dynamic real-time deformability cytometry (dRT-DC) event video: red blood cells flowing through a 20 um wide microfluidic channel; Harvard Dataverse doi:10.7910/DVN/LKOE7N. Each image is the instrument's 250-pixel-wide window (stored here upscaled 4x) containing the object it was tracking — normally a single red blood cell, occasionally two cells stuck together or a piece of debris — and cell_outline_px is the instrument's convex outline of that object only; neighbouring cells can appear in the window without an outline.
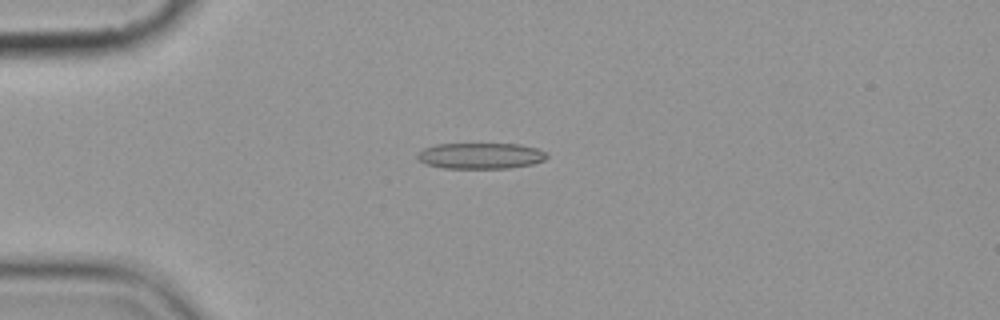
{"species": "common noctule bat (a hibernating species)", "species_latin": "Nyctalus noctula", "temperature_condition": "cold", "stored_images_in_passage": 6, "camera_frame_rate_fps": 3000, "um_per_image_px": 0.085, "animal": {"sex": "female", "body_mass_g": 19.9}, "frame": {"image": 1, "passage_image": 5, "time_ms": 4.667, "image_size_px": [1000, 320], "cell_outline_px": [[548, 156], [544, 160], [532, 164], [512, 168], [444, 168], [424, 164], [416, 156], [416, 152], [424, 148], [436, 144], [520, 144], [536, 148], [548, 152]], "centroid_in_image_um": [40.85, 13.24], "position_along_channel_um": 44.2, "area_um2": 19.77}}